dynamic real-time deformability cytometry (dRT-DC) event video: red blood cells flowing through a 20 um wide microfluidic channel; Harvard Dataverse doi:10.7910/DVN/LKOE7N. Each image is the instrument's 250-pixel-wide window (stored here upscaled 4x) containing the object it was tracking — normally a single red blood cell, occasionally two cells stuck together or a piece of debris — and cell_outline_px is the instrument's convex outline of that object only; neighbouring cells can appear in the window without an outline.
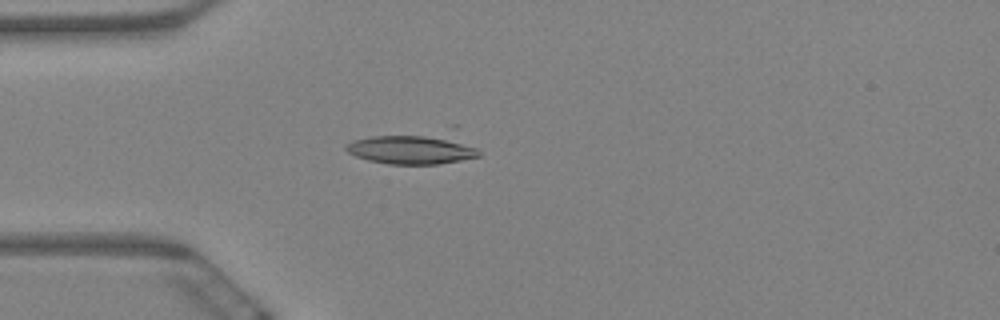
{"species": "Egyptian fruit bat (a non-hibernating species)", "species_latin": "Rousettus aegyptiacus", "temperature_condition": "warm", "stored_images_in_passage": 5, "camera_frame_rate_fps": 3000, "um_per_image_px": 0.085, "animal": {"sex": "female"}, "frame": {"image": 1, "passage_image": 5, "time_ms": 1.333, "image_size_px": [1000, 320], "cell_outline_px": [[480, 156], [440, 164], [388, 164], [368, 160], [356, 156], [348, 152], [344, 148], [344, 144], [352, 140], [372, 136], [448, 124], [460, 124], [480, 152]], "centroid_in_image_um": [35.41, 12.43], "position_along_channel_um": 49.6, "area_um2": 27.98}}